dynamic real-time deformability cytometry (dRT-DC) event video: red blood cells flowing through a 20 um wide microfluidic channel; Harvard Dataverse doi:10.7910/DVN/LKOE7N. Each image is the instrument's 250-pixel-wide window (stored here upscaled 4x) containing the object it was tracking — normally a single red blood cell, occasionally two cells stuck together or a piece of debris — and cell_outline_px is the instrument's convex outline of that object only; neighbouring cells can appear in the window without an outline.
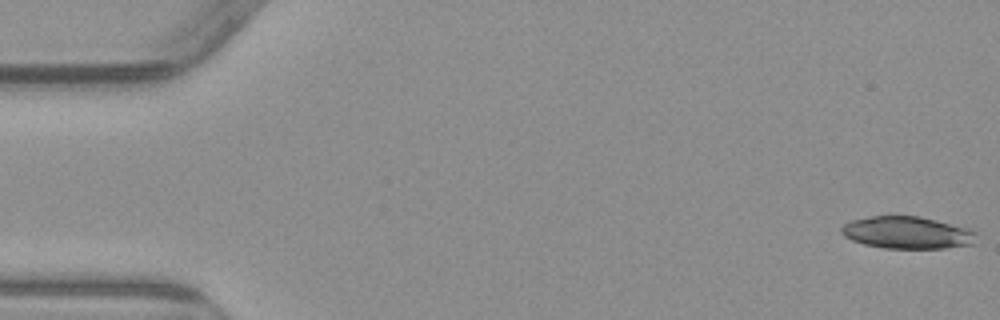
{"species": "common noctule bat (a hibernating species)", "species_latin": "Nyctalus noctula", "temperature_condition": "warm", "stored_images_in_passage": 5, "camera_frame_rate_fps": 3000, "um_per_image_px": 0.085, "animal": {"sex": "male", "body_mass_g": 23.1, "forearm_length_mm": 52.7}, "frame": {"image": 1, "passage_image": 1, "time_ms": 0.0, "image_size_px": [1000, 320], "cell_outline_px": [[976, 244], [944, 248], [884, 248], [864, 244], [852, 240], [844, 236], [840, 232], [840, 228], [844, 224], [852, 220], [872, 216], [920, 216], [972, 228], [976, 232]], "centroid_in_image_um": [77.16, 19.77], "position_along_channel_um": 7.8, "area_um2": 25.61}}
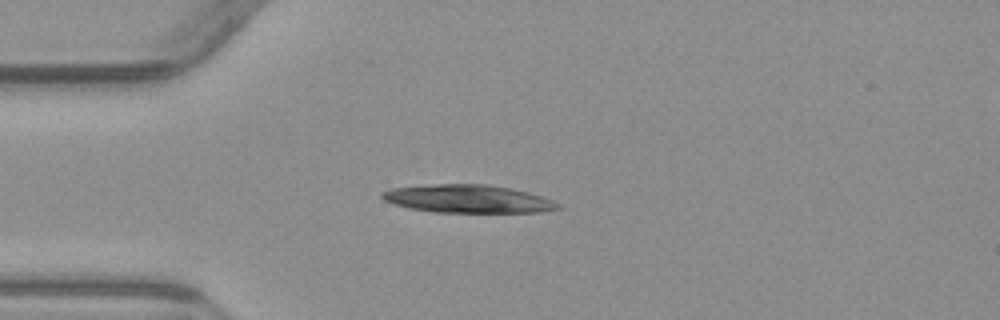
{"frame": {"image": 2, "passage_image": 4, "time_ms": 4.333, "image_size_px": [1000, 320], "cell_outline_px": [[560, 208], [540, 212], [432, 212], [408, 208], [392, 204], [384, 200], [380, 196], [380, 192], [392, 188], [436, 184], [488, 184], [512, 188], [544, 196], [560, 204]], "centroid_in_image_um": [39.76, 16.9], "position_along_channel_um": 45.2, "area_um2": 28.9}}